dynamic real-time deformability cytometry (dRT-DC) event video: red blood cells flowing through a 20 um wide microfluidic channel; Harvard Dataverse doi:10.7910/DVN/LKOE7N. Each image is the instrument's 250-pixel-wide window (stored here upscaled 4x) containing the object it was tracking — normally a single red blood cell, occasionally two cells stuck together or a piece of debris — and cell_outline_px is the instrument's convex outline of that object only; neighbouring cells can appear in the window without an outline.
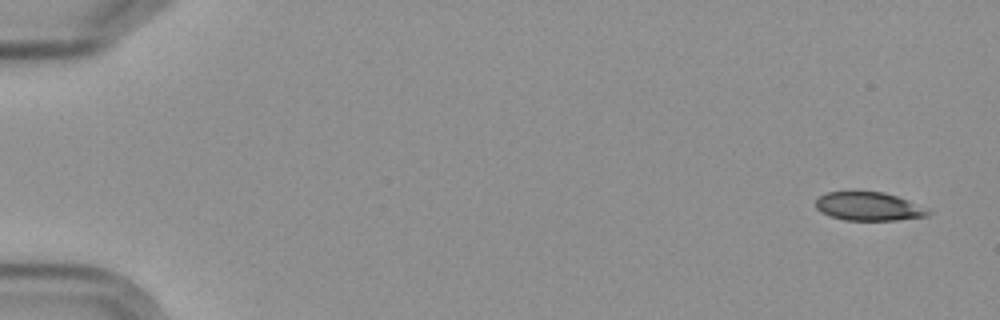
{"species": "Egyptian fruit bat (a non-hibernating species)", "species_latin": "Rousettus aegyptiacus", "temperature_condition": "cold", "stored_images_in_passage": 11, "camera_frame_rate_fps": 3000, "um_per_image_px": 0.085, "frame": {"image": 1, "passage_image": 1, "time_ms": 0.0, "image_size_px": [1000, 320], "cell_outline_px": [[932, 212], [928, 216], [896, 220], [844, 220], [820, 212], [816, 208], [816, 200], [820, 196], [828, 192], [884, 192], [896, 196]], "centroid_in_image_um": [73.79, 17.55], "position_along_channel_um": 11.2, "area_um2": 18.26}}
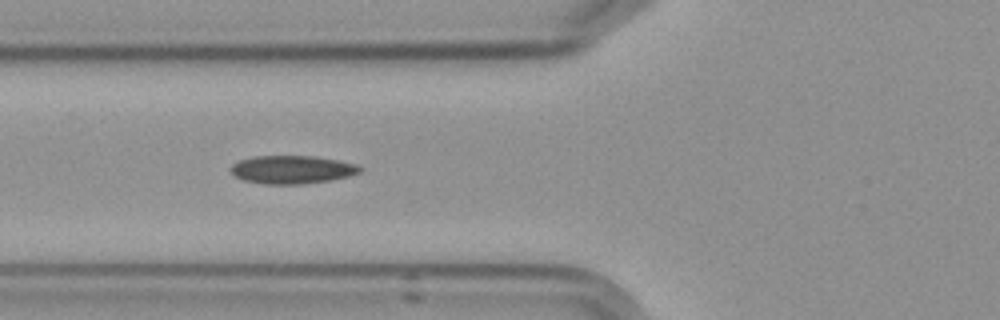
{"frame": {"image": 2, "passage_image": 6, "time_ms": 6.667, "image_size_px": [1000, 320], "cell_outline_px": [[364, 168], [360, 172], [348, 176], [328, 180], [300, 184], [264, 184], [244, 180], [236, 176], [228, 168], [232, 164], [240, 160], [252, 156], [312, 156], [336, 160], [356, 164]], "centroid_in_image_um": [24.8, 14.41], "position_along_channel_um": 101.0, "area_um2": 21.04}}
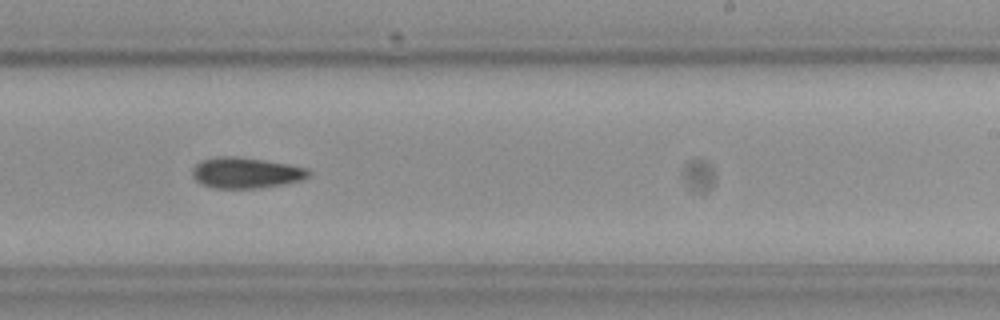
{"frame": {"image": 3, "passage_image": 10, "time_ms": 11.333, "image_size_px": [1000, 320], "cell_outline_px": [[312, 172], [308, 176], [300, 180], [280, 184], [256, 188], [212, 188], [200, 184], [192, 176], [192, 168], [200, 160], [216, 156], [236, 156], [264, 160], [288, 164], [304, 168]], "centroid_in_image_um": [20.82, 14.68], "position_along_channel_um": 268.2, "area_um2": 20.81}}